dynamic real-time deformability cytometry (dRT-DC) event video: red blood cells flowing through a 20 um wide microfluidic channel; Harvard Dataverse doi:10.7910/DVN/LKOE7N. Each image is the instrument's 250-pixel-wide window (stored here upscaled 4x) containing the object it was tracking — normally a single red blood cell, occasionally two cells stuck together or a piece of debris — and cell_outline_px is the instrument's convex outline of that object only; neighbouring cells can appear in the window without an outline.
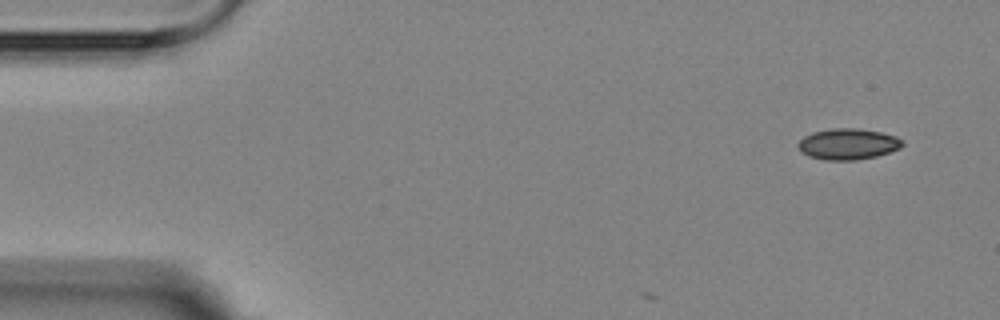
{"species": "Egyptian fruit bat (a non-hibernating species)", "species_latin": "Rousettus aegyptiacus", "temperature_condition": "room temperature", "stored_images_in_passage": 5, "camera_frame_rate_fps": 3000, "um_per_image_px": 0.085, "animal": {"sex": "female"}, "frame": {"image": 1, "passage_image": 1, "time_ms": 0.0, "image_size_px": [1000, 320], "cell_outline_px": [[904, 144], [900, 148], [876, 156], [856, 160], [824, 160], [808, 156], [800, 152], [796, 144], [804, 136], [812, 132], [832, 128], [860, 128], [880, 132], [896, 136], [904, 140]], "centroid_in_image_um": [72.06, 12.24], "position_along_channel_um": 12.9, "area_um2": 19.07}}
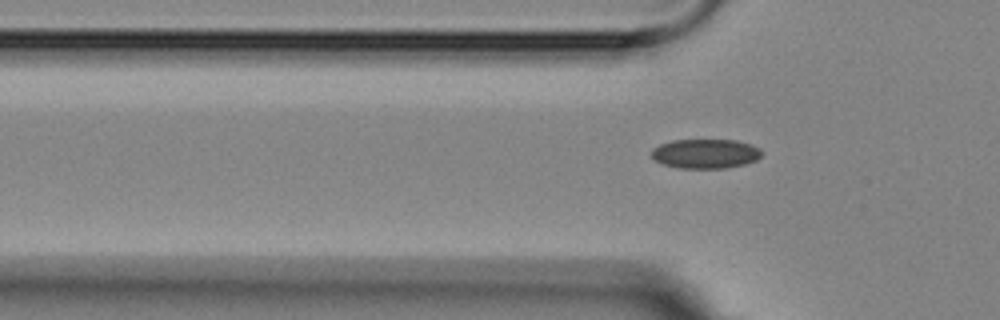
{"frame": {"image": 2, "passage_image": 5, "time_ms": 4.333, "image_size_px": [1000, 320], "cell_outline_px": [[764, 152], [756, 160], [744, 164], [728, 168], [680, 168], [664, 164], [652, 160], [652, 148], [660, 144], [672, 140], [736, 140], [752, 144], [760, 148]], "centroid_in_image_um": [59.98, 13.06], "position_along_channel_um": 65.8, "area_um2": 19.07}}